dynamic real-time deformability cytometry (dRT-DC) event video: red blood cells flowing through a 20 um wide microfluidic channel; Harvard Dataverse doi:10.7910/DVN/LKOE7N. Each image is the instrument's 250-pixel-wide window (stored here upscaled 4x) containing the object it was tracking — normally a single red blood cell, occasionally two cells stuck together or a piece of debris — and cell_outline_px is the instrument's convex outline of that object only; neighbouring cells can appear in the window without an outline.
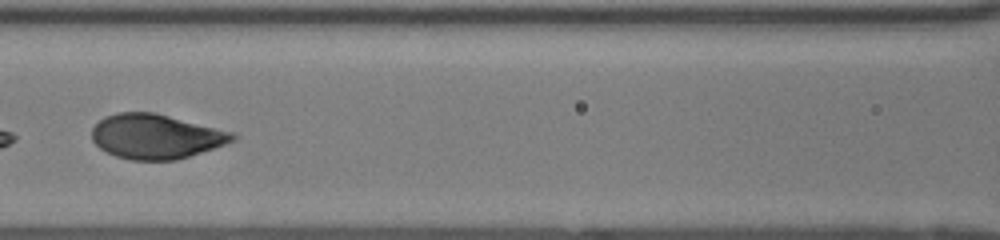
{"species": "human", "species_latin": "Homo sapiens", "temperature_condition": "room temperature", "stored_images_in_passage": 13, "camera_frame_rate_fps": 3000, "um_per_image_px": 0.085, "donor": {"sex": "female"}, "frame": {"image": 1, "passage_image": 10, "time_ms": 3.0, "image_size_px": [1000, 240], "cell_outline_px": [[236, 140], [176, 160], [128, 160], [116, 156], [100, 148], [92, 140], [92, 128], [104, 116], [116, 112], [152, 112], [236, 132]], "centroid_in_image_um": [13.24, 11.59], "position_along_channel_um": 153.4, "area_um2": 36.47}}